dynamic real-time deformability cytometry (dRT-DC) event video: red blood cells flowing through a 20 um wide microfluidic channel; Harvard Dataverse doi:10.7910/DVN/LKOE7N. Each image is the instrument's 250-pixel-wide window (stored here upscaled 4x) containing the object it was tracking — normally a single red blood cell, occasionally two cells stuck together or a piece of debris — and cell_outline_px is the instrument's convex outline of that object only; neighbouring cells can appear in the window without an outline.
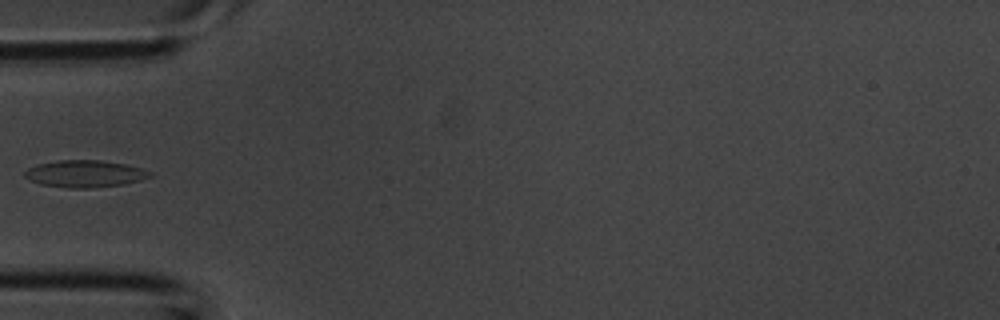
{"species": "common noctule bat (a hibernating species)", "species_latin": "Nyctalus noctula", "temperature_condition": "room temperature", "stored_images_in_passage": 3, "camera_frame_rate_fps": 3000, "um_per_image_px": 0.085, "animal": {"sex": "male", "body_mass_g": 20.1, "forearm_length_mm": 53.5}, "frame": {"image": 1, "passage_image": 3, "time_ms": 0.667, "image_size_px": [1000, 320], "cell_outline_px": [[152, 176], [140, 180], [124, 184], [92, 188], [68, 188], [40, 184], [24, 176], [24, 172], [28, 168], [36, 164], [60, 160], [100, 160], [124, 164], [140, 168], [152, 172]], "centroid_in_image_um": [7.21, 14.77], "position_along_channel_um": 77.8, "area_um2": 19.65}}